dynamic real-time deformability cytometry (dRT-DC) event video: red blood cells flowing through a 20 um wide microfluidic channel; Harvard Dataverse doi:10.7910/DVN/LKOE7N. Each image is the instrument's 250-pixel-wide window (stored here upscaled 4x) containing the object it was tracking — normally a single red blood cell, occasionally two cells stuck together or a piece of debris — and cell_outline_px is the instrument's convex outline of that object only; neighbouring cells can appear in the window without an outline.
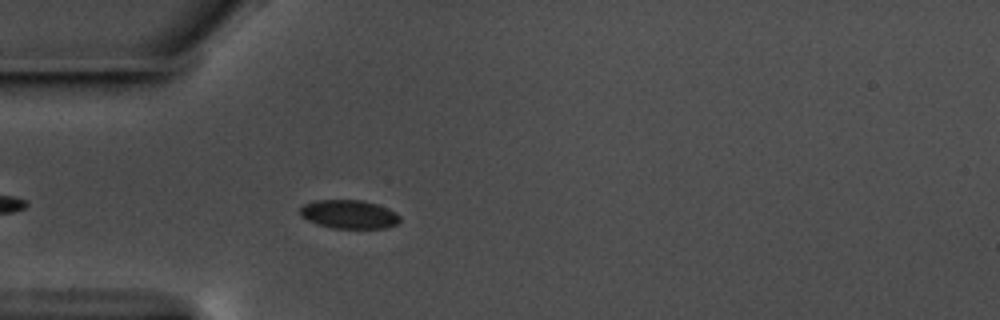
{"species": "common noctule bat (a hibernating species)", "species_latin": "Nyctalus noctula", "temperature_condition": "warm", "stored_images_in_passage": 47, "camera_frame_rate_fps": 3000, "um_per_image_px": 0.085, "animal": {"sex": "male", "body_mass_g": 17.5, "forearm_length_mm": 52.3}, "frame": {"image": 1, "passage_image": 6, "time_ms": 1.667, "image_size_px": [1000, 320], "cell_outline_px": [[400, 220], [396, 224], [384, 228], [332, 228], [316, 224], [300, 216], [300, 208], [304, 204], [316, 200], [360, 200], [376, 204], [388, 208], [396, 212], [400, 216]], "centroid_in_image_um": [29.65, 18.21], "position_along_channel_um": 55.3, "area_um2": 16.65}}
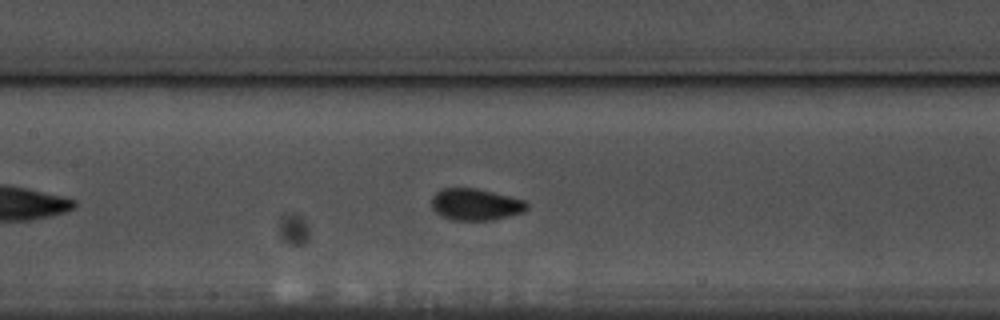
{"frame": {"image": 2, "passage_image": 16, "time_ms": 5.0, "image_size_px": [1000, 320], "cell_outline_px": [[528, 208], [524, 212], [492, 220], [452, 220], [440, 216], [432, 208], [432, 196], [440, 188], [476, 188], [528, 200]], "centroid_in_image_um": [40.44, 17.37], "position_along_channel_um": 167.0, "area_um2": 17.86}}
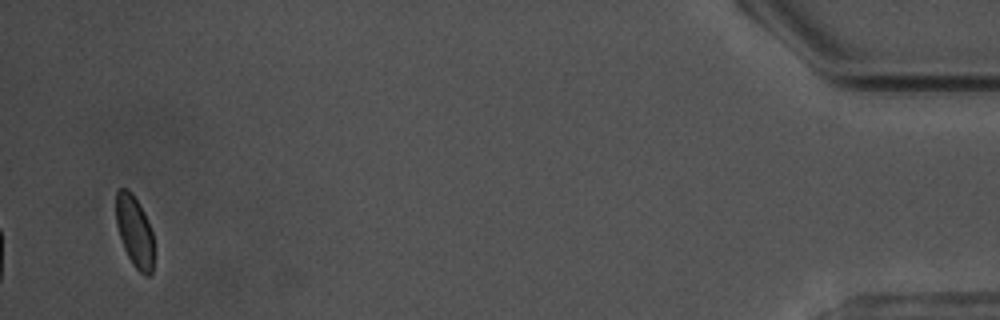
{"frame": {"image": 3, "passage_image": 45, "time_ms": 14.667, "image_size_px": [1000, 320], "cell_outline_px": [[152, 272], [148, 276], [144, 276], [132, 264], [124, 248], [116, 224], [116, 192], [120, 188], [128, 188], [132, 192], [144, 212], [152, 232]], "centroid_in_image_um": [11.42, 19.63], "position_along_channel_um": 423.8, "area_um2": 15.55}, "authors_computed_cell_mechanics": {"area_um2": 17.1666, "velocity_mm_per_s": 3.544, "shape_relaxation_time_tau1_ms": 4.4214, "shape_relaxation_time_tau2_ms": null, "deformation_change_tau1": 0.102, "deformation_change_tau2": null}}